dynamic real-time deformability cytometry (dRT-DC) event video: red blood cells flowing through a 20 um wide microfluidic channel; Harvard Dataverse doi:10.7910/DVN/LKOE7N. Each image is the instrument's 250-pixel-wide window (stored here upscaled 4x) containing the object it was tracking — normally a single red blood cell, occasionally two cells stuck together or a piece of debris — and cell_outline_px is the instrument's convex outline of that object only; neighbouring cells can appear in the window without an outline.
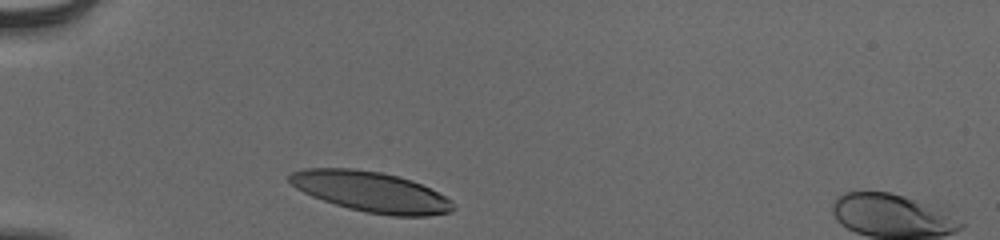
{"species": "human", "species_latin": "Homo sapiens", "temperature_condition": "cold", "stored_images_in_passage": 30, "camera_frame_rate_fps": 3000, "um_per_image_px": 0.085, "donor": {"sex": "male"}, "frame": {"image": 1, "passage_image": 1, "time_ms": 0.0, "image_size_px": [1000, 240], "cell_outline_px": [[456, 208], [452, 212], [428, 216], [392, 216], [368, 212], [348, 208], [312, 196], [296, 188], [288, 180], [288, 176], [292, 172], [304, 168], [352, 168], [380, 172], [412, 180], [452, 200], [456, 204]], "centroid_in_image_um": [31.55, 16.3], "position_along_channel_um": 53.4, "area_um2": 38.32}}
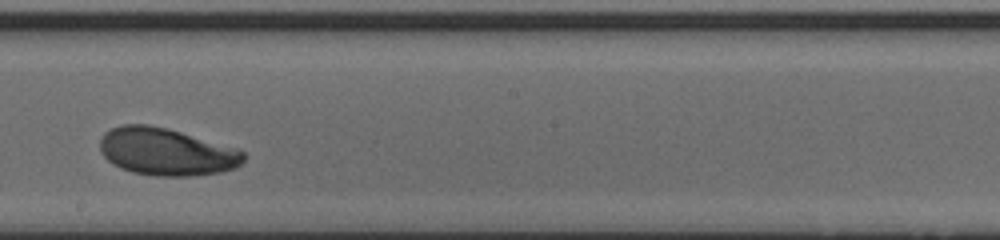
{"frame": {"image": 2, "passage_image": 17, "time_ms": 5.333, "image_size_px": [1000, 240], "cell_outline_px": [[244, 160], [236, 168], [220, 172], [192, 176], [156, 176], [132, 172], [120, 168], [112, 164], [100, 152], [100, 140], [104, 132], [120, 124], [148, 124], [168, 128], [240, 148], [244, 152]], "centroid_in_image_um": [14.15, 12.89], "position_along_channel_um": 234.1, "area_um2": 40.17}}
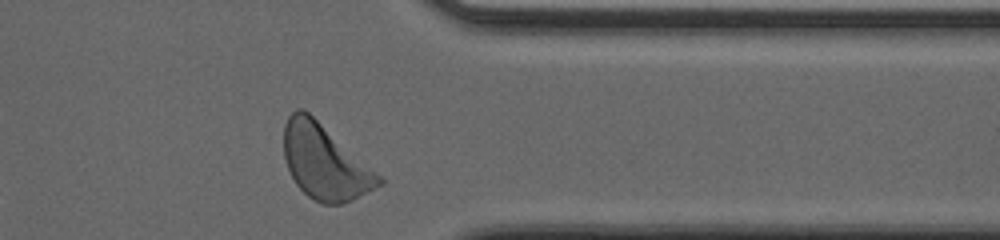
{"frame": {"image": 3, "passage_image": 29, "time_ms": 9.333, "image_size_px": [1000, 240], "cell_outline_px": [[384, 184], [352, 200], [340, 204], [324, 204], [312, 200], [296, 184], [284, 160], [284, 124], [288, 116], [296, 108], [304, 108], [380, 176], [384, 180]], "centroid_in_image_um": [27.57, 13.78], "position_along_channel_um": 383.8, "area_um2": 40.81}, "authors_computed_cell_mechanics": {"area_um2": 39.304, "velocity_mm_per_s": 3.8289, "shape_relaxation_time_tau1_ms": 3.1065, "shape_relaxation_time_tau2_ms": null, "deformation_change_tau1": 0.1795, "deformation_change_tau2": null}}